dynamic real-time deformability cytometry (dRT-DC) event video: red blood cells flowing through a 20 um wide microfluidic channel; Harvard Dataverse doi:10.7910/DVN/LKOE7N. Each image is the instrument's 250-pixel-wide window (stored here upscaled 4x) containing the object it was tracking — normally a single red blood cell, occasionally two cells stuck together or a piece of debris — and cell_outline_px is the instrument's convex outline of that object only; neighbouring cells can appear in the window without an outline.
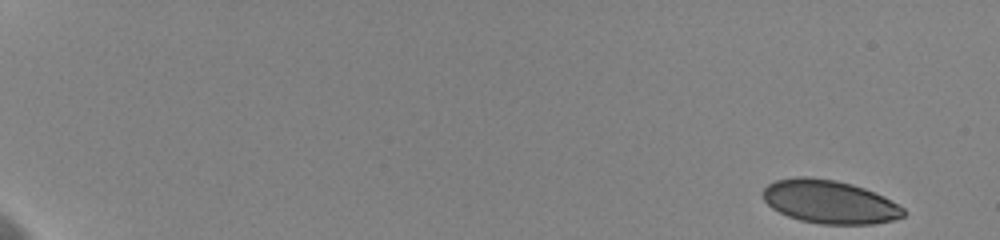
{"species": "human", "species_latin": "Homo sapiens", "temperature_condition": "cold", "stored_images_in_passage": 42, "camera_frame_rate_fps": 3000, "um_per_image_px": 0.085, "donor": {"sex": "female"}, "frame": {"image": 1, "passage_image": 1, "time_ms": 0.0, "image_size_px": [1000, 240], "cell_outline_px": [[904, 216], [892, 220], [872, 224], [820, 224], [800, 220], [788, 216], [772, 208], [764, 200], [764, 188], [768, 184], [776, 180], [796, 176], [808, 176], [836, 180], [852, 184], [864, 188], [884, 196], [904, 208]], "centroid_in_image_um": [70.51, 17.15], "position_along_channel_um": 14.5, "area_um2": 35.43}}
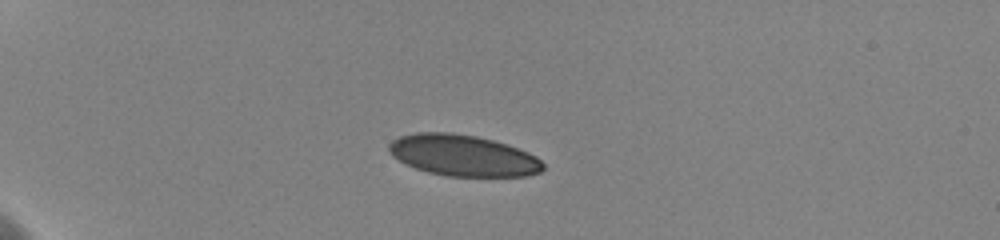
{"frame": {"image": 2, "passage_image": 14, "time_ms": 4.667, "image_size_px": [1000, 240], "cell_outline_px": [[544, 168], [540, 172], [524, 176], [448, 176], [428, 172], [416, 168], [392, 156], [388, 152], [388, 144], [392, 140], [400, 136], [416, 132], [452, 132], [476, 136], [508, 144], [528, 152], [536, 156], [544, 164]], "centroid_in_image_um": [39.35, 13.2], "position_along_channel_um": 45.6, "area_um2": 37.05}}